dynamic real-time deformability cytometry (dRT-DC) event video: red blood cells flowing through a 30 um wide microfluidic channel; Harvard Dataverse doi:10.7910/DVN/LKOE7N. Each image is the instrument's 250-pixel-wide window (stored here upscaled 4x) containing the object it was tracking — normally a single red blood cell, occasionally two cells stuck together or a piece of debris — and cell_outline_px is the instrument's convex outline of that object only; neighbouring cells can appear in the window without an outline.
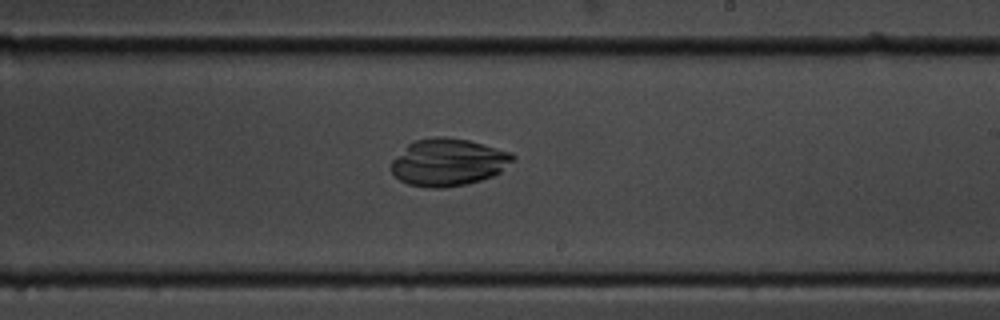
{"species": "common noctule bat (a hibernating species)", "species_latin": "Nyctalus noctula", "temperature_condition": "cold", "stored_images_in_passage": 56, "camera_frame_rate_fps": 3000, "um_per_image_px": 0.085, "animal": {"sex": "male", "body_mass_g": 19.5, "forearm_length_mm": 54.6}, "frame": {"image": 1, "passage_image": 34, "time_ms": 11.0, "image_size_px": [1000, 320], "cell_outline_px": [[516, 156], [500, 172], [492, 176], [480, 180], [464, 184], [444, 188], [432, 188], [408, 184], [400, 180], [392, 172], [392, 160], [412, 140], [440, 136], [444, 136], [468, 140], [512, 152]], "centroid_in_image_um": [38.09, 13.78], "position_along_channel_um": 250.9, "area_um2": 33.29}}